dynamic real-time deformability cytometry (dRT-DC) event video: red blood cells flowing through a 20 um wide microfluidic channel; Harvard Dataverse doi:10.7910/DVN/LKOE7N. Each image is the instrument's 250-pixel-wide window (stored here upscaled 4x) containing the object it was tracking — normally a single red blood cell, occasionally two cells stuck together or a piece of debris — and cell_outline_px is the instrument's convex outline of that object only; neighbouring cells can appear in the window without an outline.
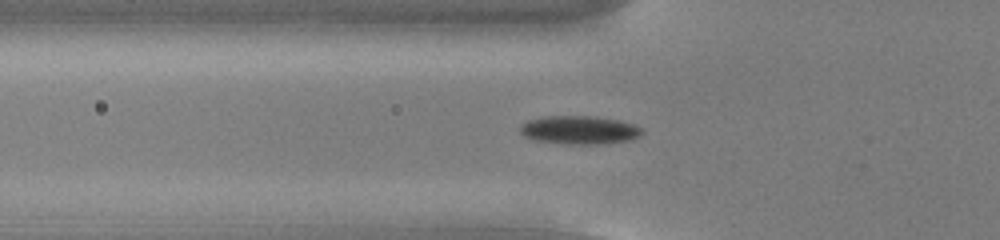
{"species": "common noctule bat (a hibernating species)", "species_latin": "Nyctalus noctula", "temperature_condition": "cold", "stored_images_in_passage": 53, "camera_frame_rate_fps": 3000, "um_per_image_px": 0.085, "animal": {"sex": "male", "body_mass_g": 13.0, "forearm_length_mm": 53.1}, "frame": {"image": 1, "passage_image": 18, "time_ms": 5.667, "image_size_px": [1000, 240], "cell_outline_px": [[644, 132], [640, 136], [632, 140], [600, 144], [572, 144], [536, 140], [524, 136], [520, 132], [520, 124], [528, 120], [544, 116], [592, 116], [620, 120], [644, 128]], "centroid_in_image_um": [49.28, 11.04], "position_along_channel_um": 76.5, "area_um2": 20.29}}
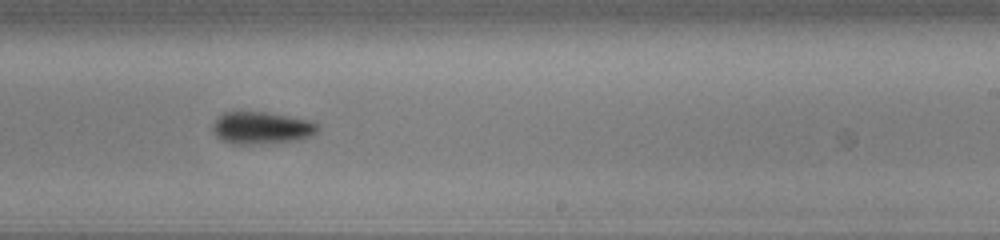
{"frame": {"image": 2, "passage_image": 33, "time_ms": 10.667, "image_size_px": [1000, 240], "cell_outline_px": [[320, 128], [312, 136], [304, 140], [260, 144], [232, 144], [220, 140], [216, 136], [212, 128], [212, 124], [224, 112], [264, 112], [312, 120], [320, 124]], "centroid_in_image_um": [22.29, 10.89], "position_along_channel_um": 266.7, "area_um2": 20.11}}
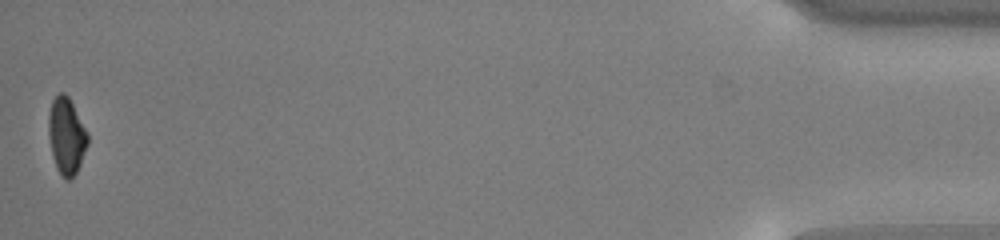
{"frame": {"image": 3, "passage_image": 53, "time_ms": 17.333, "image_size_px": [1000, 240], "cell_outline_px": [[88, 144], [80, 164], [76, 172], [68, 180], [64, 180], [56, 168], [52, 156], [48, 136], [48, 116], [52, 100], [60, 92], [64, 92], [68, 96], [88, 132]], "centroid_in_image_um": [5.64, 11.56], "position_along_channel_um": 429.6, "area_um2": 17.57}, "authors_computed_cell_mechanics": {"area_um2": 18.4382, "velocity_mm_per_s": 3.8007, "shape_relaxation_time_tau1_ms": 1.8872, "shape_relaxation_time_tau2_ms": null, "deformation_change_tau1": 0.1103, "deformation_change_tau2": null}}